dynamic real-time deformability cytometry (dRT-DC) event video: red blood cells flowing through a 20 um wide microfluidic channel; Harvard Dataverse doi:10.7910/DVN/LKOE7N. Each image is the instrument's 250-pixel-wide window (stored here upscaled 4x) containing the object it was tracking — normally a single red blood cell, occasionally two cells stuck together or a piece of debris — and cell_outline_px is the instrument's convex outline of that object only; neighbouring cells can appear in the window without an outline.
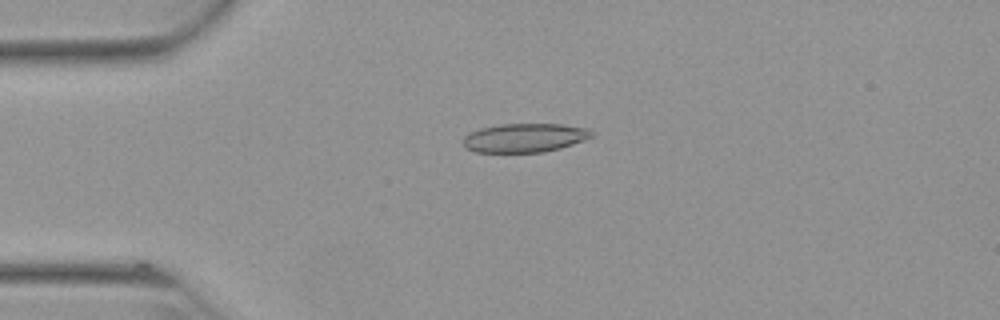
{"species": "Egyptian fruit bat (a non-hibernating species)", "species_latin": "Rousettus aegyptiacus", "temperature_condition": "warm", "stored_images_in_passage": 4, "camera_frame_rate_fps": 3000, "um_per_image_px": 0.085, "animal": {"sex": "female"}, "frame": {"image": 1, "passage_image": 1, "time_ms": 0.0, "image_size_px": [1000, 320], "cell_outline_px": [[592, 136], [584, 140], [560, 148], [544, 152], [476, 152], [464, 148], [464, 136], [468, 132], [480, 128], [500, 124], [564, 124], [588, 128], [592, 132]], "centroid_in_image_um": [44.57, 11.71], "position_along_channel_um": 40.4, "area_um2": 21.68}}